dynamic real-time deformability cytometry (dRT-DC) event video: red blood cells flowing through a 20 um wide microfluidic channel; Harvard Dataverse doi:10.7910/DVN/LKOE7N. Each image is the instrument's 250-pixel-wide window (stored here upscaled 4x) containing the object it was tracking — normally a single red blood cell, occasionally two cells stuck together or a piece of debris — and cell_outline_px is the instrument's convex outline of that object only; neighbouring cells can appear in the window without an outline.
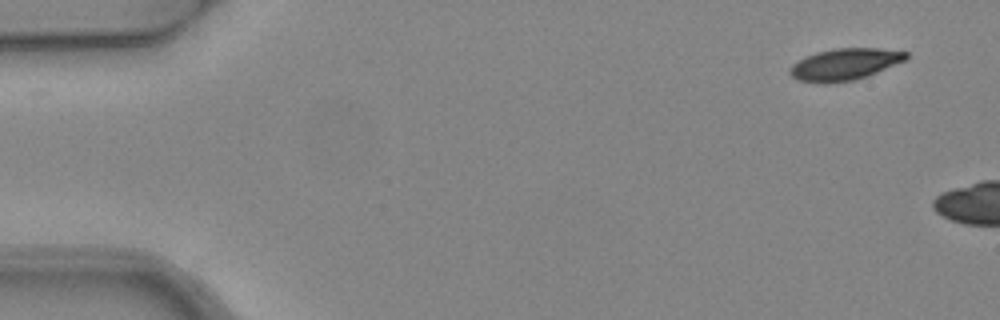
{"species": "common noctule bat (a hibernating species)", "species_latin": "Nyctalus noctula", "temperature_condition": "warm", "stored_images_in_passage": 2, "camera_frame_rate_fps": 3000, "um_per_image_px": 0.085, "animal": {"sex": "female", "body_mass_g": 24.6, "forearm_length_mm": 56.2}, "frame": {"image": 1, "passage_image": 1, "time_ms": 0.0, "image_size_px": [1000, 320], "cell_outline_px": [[908, 60], [868, 76], [856, 80], [828, 84], [820, 84], [796, 80], [788, 72], [788, 68], [792, 64], [816, 52], [836, 48], [876, 48], [908, 52]], "centroid_in_image_um": [71.8, 5.49], "position_along_channel_um": 13.2, "area_um2": 21.85}}